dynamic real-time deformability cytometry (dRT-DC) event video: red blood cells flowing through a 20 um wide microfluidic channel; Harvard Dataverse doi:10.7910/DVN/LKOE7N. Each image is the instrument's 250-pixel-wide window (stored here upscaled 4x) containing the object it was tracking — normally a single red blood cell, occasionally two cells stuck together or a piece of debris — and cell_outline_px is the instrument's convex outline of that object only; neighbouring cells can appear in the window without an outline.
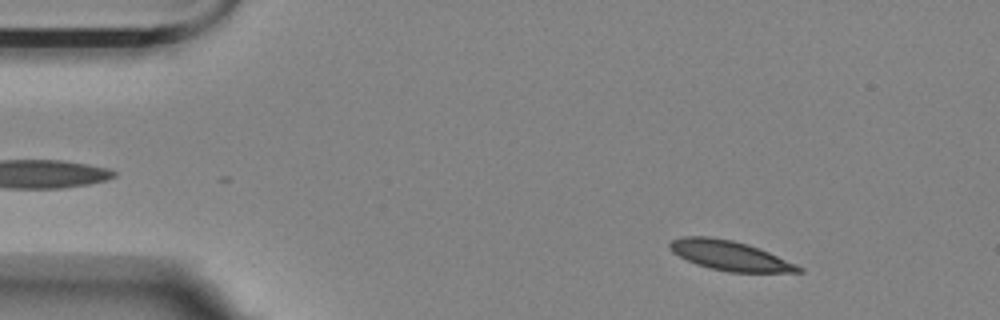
{"species": "Egyptian fruit bat (a non-hibernating species)", "species_latin": "Rousettus aegyptiacus", "temperature_condition": "room temperature", "stored_images_in_passage": 47, "camera_frame_rate_fps": 3000, "um_per_image_px": 0.085, "animal": {"sex": "female"}, "frame": {"image": 1, "passage_image": 6, "time_ms": 1.667, "image_size_px": [1000, 320], "cell_outline_px": [[804, 272], [728, 272], [708, 268], [696, 264], [672, 252], [668, 248], [668, 244], [672, 240], [680, 236], [708, 236], [732, 240], [748, 244], [768, 252], [796, 264], [804, 268]], "centroid_in_image_um": [62.0, 21.72], "position_along_channel_um": 23.0, "area_um2": 22.25}}
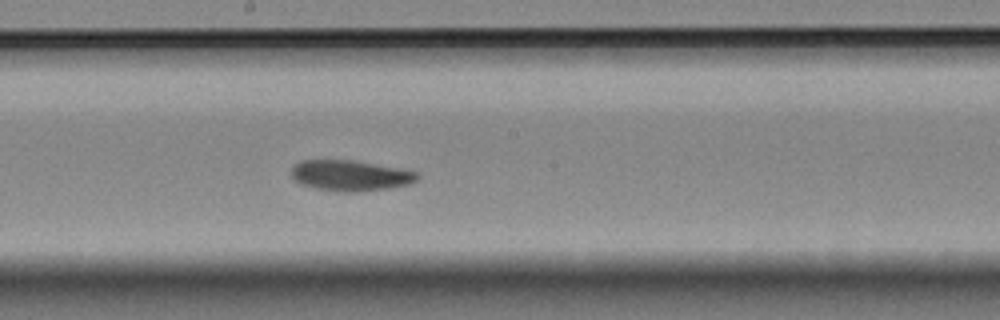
{"frame": {"image": 2, "passage_image": 29, "time_ms": 9.333, "image_size_px": [1000, 320], "cell_outline_px": [[420, 180], [408, 184], [388, 188], [360, 192], [340, 192], [316, 188], [300, 184], [292, 180], [292, 168], [300, 160], [352, 160], [400, 168], [420, 172]], "centroid_in_image_um": [29.81, 14.92], "position_along_channel_um": 218.4, "area_um2": 22.77}}
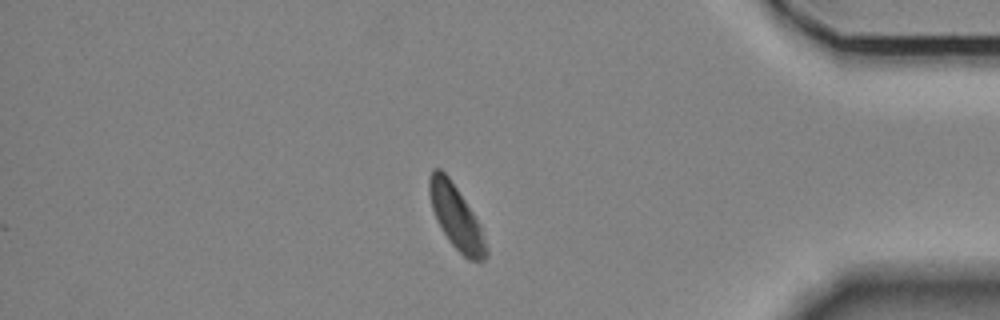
{"frame": {"image": 3, "passage_image": 47, "time_ms": 15.333, "image_size_px": [1000, 320], "cell_outline_px": [[488, 256], [484, 260], [468, 260], [448, 240], [436, 220], [432, 208], [428, 192], [428, 180], [432, 168], [440, 168], [448, 176], [472, 212], [480, 228], [488, 248]], "centroid_in_image_um": [38.74, 18.45], "position_along_channel_um": 396.5, "area_um2": 20.75}}